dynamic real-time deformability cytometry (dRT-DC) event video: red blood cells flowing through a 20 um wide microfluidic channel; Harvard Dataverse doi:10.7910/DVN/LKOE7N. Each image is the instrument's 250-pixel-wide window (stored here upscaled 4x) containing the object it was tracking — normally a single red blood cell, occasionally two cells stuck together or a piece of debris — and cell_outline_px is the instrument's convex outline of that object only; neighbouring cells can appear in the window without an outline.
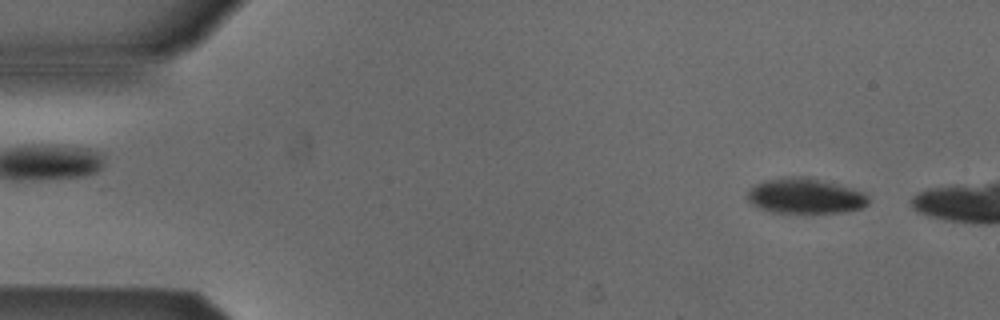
{"species": "Egyptian fruit bat (a non-hibernating species)", "species_latin": "Rousettus aegyptiacus", "temperature_condition": "cold", "stored_images_in_passage": 15, "camera_frame_rate_fps": 3000, "um_per_image_px": 0.085, "animal": {"sex": "male"}, "frame": {"image": 1, "passage_image": 4, "time_ms": 1.0, "image_size_px": [1000, 320], "cell_outline_px": [[868, 204], [860, 208], [844, 212], [772, 212], [748, 204], [744, 196], [748, 188], [764, 180], [792, 176], [804, 176], [852, 188], [864, 192], [868, 196]], "centroid_in_image_um": [68.36, 16.65], "position_along_channel_um": 16.6, "area_um2": 25.03}}